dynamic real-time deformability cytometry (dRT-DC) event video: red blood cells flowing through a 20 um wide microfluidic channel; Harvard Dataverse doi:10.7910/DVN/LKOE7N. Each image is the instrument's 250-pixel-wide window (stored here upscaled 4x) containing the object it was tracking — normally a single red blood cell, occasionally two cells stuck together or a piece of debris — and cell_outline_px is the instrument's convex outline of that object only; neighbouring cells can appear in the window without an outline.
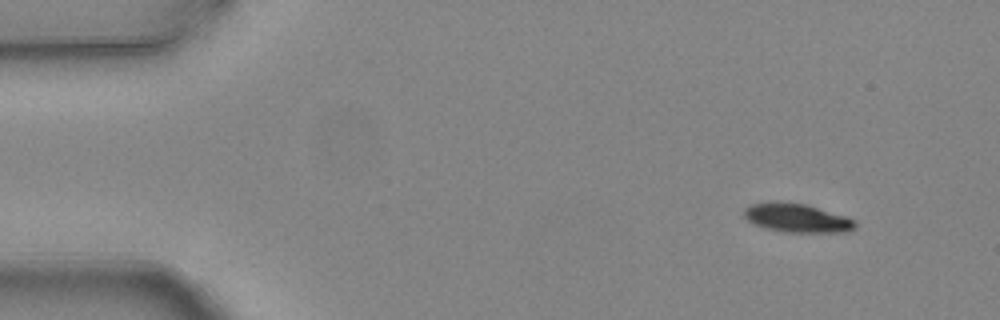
{"species": "common noctule bat (a hibernating species)", "species_latin": "Nyctalus noctula", "temperature_condition": "warm", "stored_images_in_passage": 4, "camera_frame_rate_fps": 3000, "um_per_image_px": 0.085, "animal": {"sex": "female", "body_mass_g": 24.6, "forearm_length_mm": 56.2}, "frame": {"image": 1, "passage_image": 1, "time_ms": 0.0, "image_size_px": [1000, 320], "cell_outline_px": [[856, 228], [848, 232], [784, 232], [764, 228], [752, 224], [744, 216], [744, 208], [752, 204], [768, 200], [780, 200], [808, 204], [856, 220]], "centroid_in_image_um": [67.71, 18.5], "position_along_channel_um": 17.3, "area_um2": 19.13}}
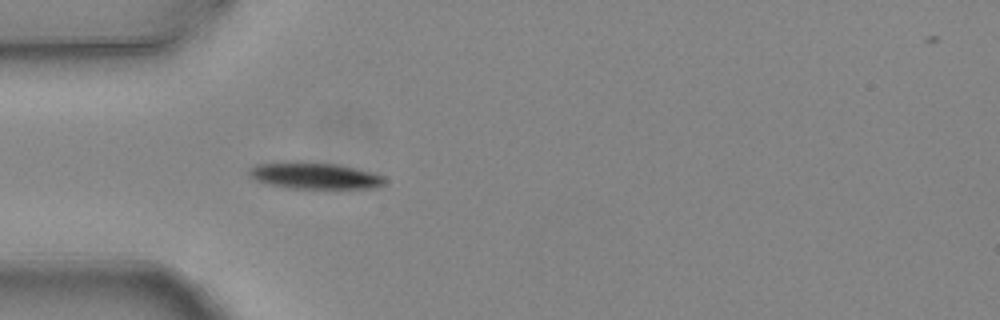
{"frame": {"image": 2, "passage_image": 4, "time_ms": 1.0, "image_size_px": [1000, 320], "cell_outline_px": [[388, 180], [380, 188], [288, 188], [264, 184], [248, 176], [248, 168], [256, 164], [284, 160], [300, 160], [336, 164], [372, 172], [384, 176]], "centroid_in_image_um": [26.68, 14.91], "position_along_channel_um": 58.3, "area_um2": 21.73}}